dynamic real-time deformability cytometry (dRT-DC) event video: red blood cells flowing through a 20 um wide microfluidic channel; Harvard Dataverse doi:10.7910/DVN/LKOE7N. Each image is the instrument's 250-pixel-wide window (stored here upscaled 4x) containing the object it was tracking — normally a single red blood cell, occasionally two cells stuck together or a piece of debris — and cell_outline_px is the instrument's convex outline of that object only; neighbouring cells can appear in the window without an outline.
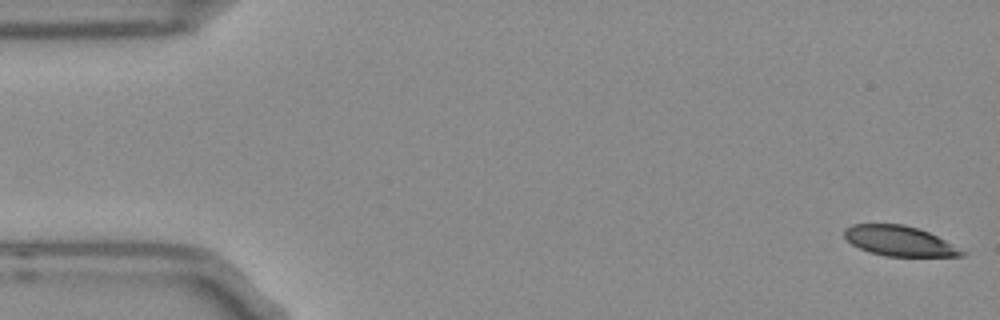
{"species": "Egyptian fruit bat (a non-hibernating species)", "species_latin": "Rousettus aegyptiacus", "temperature_condition": "room temperature", "stored_images_in_passage": 54, "camera_frame_rate_fps": 3000, "um_per_image_px": 0.085, "frame": {"image": 1, "passage_image": 1, "time_ms": 0.0, "image_size_px": [1000, 320], "cell_outline_px": [[968, 252], [964, 256], [884, 256], [868, 252], [852, 244], [844, 236], [844, 228], [852, 224], [904, 224], [928, 232]], "centroid_in_image_um": [76.43, 20.48], "position_along_channel_um": 8.6, "area_um2": 20.52}}
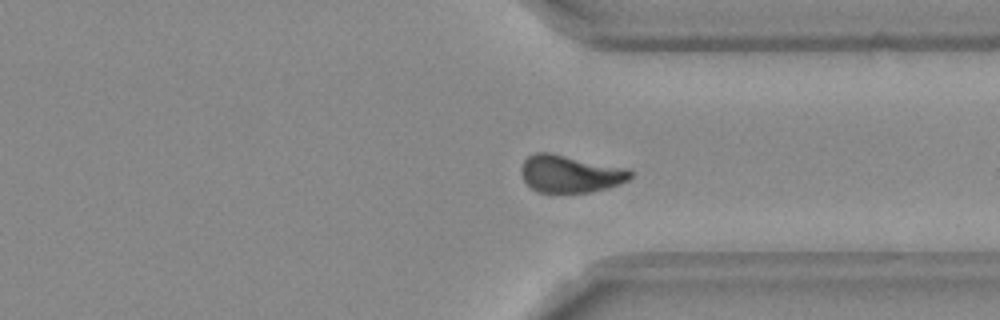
{"frame": {"image": 2, "passage_image": 40, "time_ms": 13.0, "image_size_px": [1000, 320], "cell_outline_px": [[632, 176], [628, 180], [620, 184], [608, 188], [588, 192], [540, 192], [532, 188], [524, 180], [520, 172], [520, 168], [524, 160], [528, 156], [536, 152], [548, 152], [628, 168], [632, 172]], "centroid_in_image_um": [48.47, 14.76], "position_along_channel_um": 362.9, "area_um2": 23.76}}
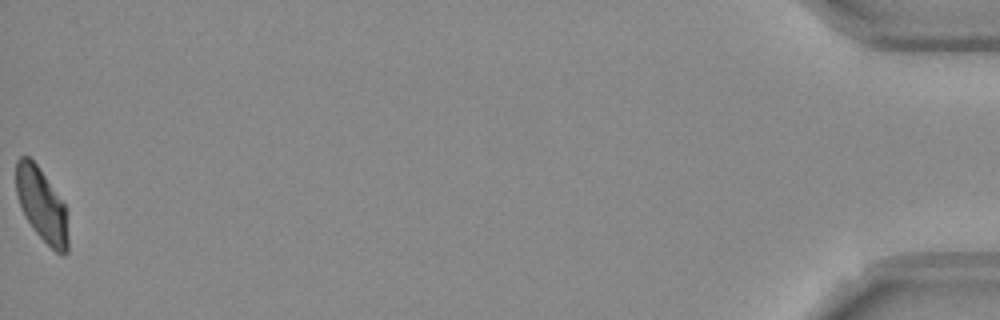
{"frame": {"image": 3, "passage_image": 54, "time_ms": 17.667, "image_size_px": [1000, 320], "cell_outline_px": [[68, 252], [56, 252], [36, 232], [28, 220], [20, 204], [16, 192], [16, 160], [20, 156], [28, 156], [36, 164], [68, 208]], "centroid_in_image_um": [3.57, 17.4], "position_along_channel_um": 431.6, "area_um2": 22.02}, "authors_computed_cell_mechanics": {"area_um2": 23.5535, "velocity_mm_per_s": 3.7359, "shape_relaxation_time_tau1_ms": 8.3382, "shape_relaxation_time_tau2_ms": 4.0012, "deformation_change_tau1": 0.1878, "deformation_change_tau2": 0.0974}}